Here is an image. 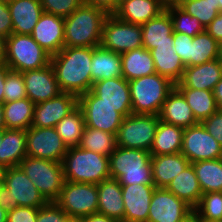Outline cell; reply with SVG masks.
<instances>
[{"label": "cell", "instance_id": "obj_19", "mask_svg": "<svg viewBox=\"0 0 222 222\" xmlns=\"http://www.w3.org/2000/svg\"><path fill=\"white\" fill-rule=\"evenodd\" d=\"M124 222H147L154 184L122 185Z\"/></svg>", "mask_w": 222, "mask_h": 222}, {"label": "cell", "instance_id": "obj_68", "mask_svg": "<svg viewBox=\"0 0 222 222\" xmlns=\"http://www.w3.org/2000/svg\"><path fill=\"white\" fill-rule=\"evenodd\" d=\"M3 186H4V182H0V191H1Z\"/></svg>", "mask_w": 222, "mask_h": 222}, {"label": "cell", "instance_id": "obj_62", "mask_svg": "<svg viewBox=\"0 0 222 222\" xmlns=\"http://www.w3.org/2000/svg\"><path fill=\"white\" fill-rule=\"evenodd\" d=\"M14 0H0V2L5 3V4H9Z\"/></svg>", "mask_w": 222, "mask_h": 222}, {"label": "cell", "instance_id": "obj_58", "mask_svg": "<svg viewBox=\"0 0 222 222\" xmlns=\"http://www.w3.org/2000/svg\"><path fill=\"white\" fill-rule=\"evenodd\" d=\"M7 213L8 211L0 206V222H7Z\"/></svg>", "mask_w": 222, "mask_h": 222}, {"label": "cell", "instance_id": "obj_25", "mask_svg": "<svg viewBox=\"0 0 222 222\" xmlns=\"http://www.w3.org/2000/svg\"><path fill=\"white\" fill-rule=\"evenodd\" d=\"M152 181L157 188H166L168 184L189 164L182 153L152 155Z\"/></svg>", "mask_w": 222, "mask_h": 222}, {"label": "cell", "instance_id": "obj_6", "mask_svg": "<svg viewBox=\"0 0 222 222\" xmlns=\"http://www.w3.org/2000/svg\"><path fill=\"white\" fill-rule=\"evenodd\" d=\"M48 201L19 167L7 168L4 186L0 191V206L11 211L19 206L41 208Z\"/></svg>", "mask_w": 222, "mask_h": 222}, {"label": "cell", "instance_id": "obj_52", "mask_svg": "<svg viewBox=\"0 0 222 222\" xmlns=\"http://www.w3.org/2000/svg\"><path fill=\"white\" fill-rule=\"evenodd\" d=\"M10 70L5 63L0 65V104H4L5 79Z\"/></svg>", "mask_w": 222, "mask_h": 222}, {"label": "cell", "instance_id": "obj_37", "mask_svg": "<svg viewBox=\"0 0 222 222\" xmlns=\"http://www.w3.org/2000/svg\"><path fill=\"white\" fill-rule=\"evenodd\" d=\"M220 58V44L206 30L193 37L189 50V66Z\"/></svg>", "mask_w": 222, "mask_h": 222}, {"label": "cell", "instance_id": "obj_49", "mask_svg": "<svg viewBox=\"0 0 222 222\" xmlns=\"http://www.w3.org/2000/svg\"><path fill=\"white\" fill-rule=\"evenodd\" d=\"M13 23L7 4L0 2V36L5 39L12 34Z\"/></svg>", "mask_w": 222, "mask_h": 222}, {"label": "cell", "instance_id": "obj_22", "mask_svg": "<svg viewBox=\"0 0 222 222\" xmlns=\"http://www.w3.org/2000/svg\"><path fill=\"white\" fill-rule=\"evenodd\" d=\"M98 213L124 222V201L122 188L115 178H107L97 184Z\"/></svg>", "mask_w": 222, "mask_h": 222}, {"label": "cell", "instance_id": "obj_5", "mask_svg": "<svg viewBox=\"0 0 222 222\" xmlns=\"http://www.w3.org/2000/svg\"><path fill=\"white\" fill-rule=\"evenodd\" d=\"M128 82L132 114L159 115L163 103L175 88L171 80L157 73Z\"/></svg>", "mask_w": 222, "mask_h": 222}, {"label": "cell", "instance_id": "obj_7", "mask_svg": "<svg viewBox=\"0 0 222 222\" xmlns=\"http://www.w3.org/2000/svg\"><path fill=\"white\" fill-rule=\"evenodd\" d=\"M5 64L16 72L44 68L51 56L31 35L12 33L6 38Z\"/></svg>", "mask_w": 222, "mask_h": 222}, {"label": "cell", "instance_id": "obj_3", "mask_svg": "<svg viewBox=\"0 0 222 222\" xmlns=\"http://www.w3.org/2000/svg\"><path fill=\"white\" fill-rule=\"evenodd\" d=\"M65 181L99 184L110 178L109 156L80 148H68L63 158Z\"/></svg>", "mask_w": 222, "mask_h": 222}, {"label": "cell", "instance_id": "obj_27", "mask_svg": "<svg viewBox=\"0 0 222 222\" xmlns=\"http://www.w3.org/2000/svg\"><path fill=\"white\" fill-rule=\"evenodd\" d=\"M142 45L147 50L157 45L173 44V22L169 12L165 9L158 16L141 25Z\"/></svg>", "mask_w": 222, "mask_h": 222}, {"label": "cell", "instance_id": "obj_11", "mask_svg": "<svg viewBox=\"0 0 222 222\" xmlns=\"http://www.w3.org/2000/svg\"><path fill=\"white\" fill-rule=\"evenodd\" d=\"M100 45L119 54L143 47L141 25L127 23L115 15H108L103 24Z\"/></svg>", "mask_w": 222, "mask_h": 222}, {"label": "cell", "instance_id": "obj_4", "mask_svg": "<svg viewBox=\"0 0 222 222\" xmlns=\"http://www.w3.org/2000/svg\"><path fill=\"white\" fill-rule=\"evenodd\" d=\"M151 153L142 149L116 146L109 155L110 177L119 184H153Z\"/></svg>", "mask_w": 222, "mask_h": 222}, {"label": "cell", "instance_id": "obj_14", "mask_svg": "<svg viewBox=\"0 0 222 222\" xmlns=\"http://www.w3.org/2000/svg\"><path fill=\"white\" fill-rule=\"evenodd\" d=\"M181 153L192 164L197 161L222 158V145L201 123L184 128Z\"/></svg>", "mask_w": 222, "mask_h": 222}, {"label": "cell", "instance_id": "obj_35", "mask_svg": "<svg viewBox=\"0 0 222 222\" xmlns=\"http://www.w3.org/2000/svg\"><path fill=\"white\" fill-rule=\"evenodd\" d=\"M202 193L222 192V158L192 163Z\"/></svg>", "mask_w": 222, "mask_h": 222}, {"label": "cell", "instance_id": "obj_69", "mask_svg": "<svg viewBox=\"0 0 222 222\" xmlns=\"http://www.w3.org/2000/svg\"><path fill=\"white\" fill-rule=\"evenodd\" d=\"M203 222H222V221H203Z\"/></svg>", "mask_w": 222, "mask_h": 222}, {"label": "cell", "instance_id": "obj_40", "mask_svg": "<svg viewBox=\"0 0 222 222\" xmlns=\"http://www.w3.org/2000/svg\"><path fill=\"white\" fill-rule=\"evenodd\" d=\"M165 9L172 19L174 32L194 37L205 31V28L196 17L187 14L177 4H169Z\"/></svg>", "mask_w": 222, "mask_h": 222}, {"label": "cell", "instance_id": "obj_15", "mask_svg": "<svg viewBox=\"0 0 222 222\" xmlns=\"http://www.w3.org/2000/svg\"><path fill=\"white\" fill-rule=\"evenodd\" d=\"M193 208L166 188L155 187L147 222H179Z\"/></svg>", "mask_w": 222, "mask_h": 222}, {"label": "cell", "instance_id": "obj_12", "mask_svg": "<svg viewBox=\"0 0 222 222\" xmlns=\"http://www.w3.org/2000/svg\"><path fill=\"white\" fill-rule=\"evenodd\" d=\"M84 114L85 126L117 135L124 117L115 108L101 102L91 90L78 97Z\"/></svg>", "mask_w": 222, "mask_h": 222}, {"label": "cell", "instance_id": "obj_33", "mask_svg": "<svg viewBox=\"0 0 222 222\" xmlns=\"http://www.w3.org/2000/svg\"><path fill=\"white\" fill-rule=\"evenodd\" d=\"M184 128L159 121L151 146V155L181 153Z\"/></svg>", "mask_w": 222, "mask_h": 222}, {"label": "cell", "instance_id": "obj_2", "mask_svg": "<svg viewBox=\"0 0 222 222\" xmlns=\"http://www.w3.org/2000/svg\"><path fill=\"white\" fill-rule=\"evenodd\" d=\"M107 16L105 11L82 3L64 18V47L99 46Z\"/></svg>", "mask_w": 222, "mask_h": 222}, {"label": "cell", "instance_id": "obj_61", "mask_svg": "<svg viewBox=\"0 0 222 222\" xmlns=\"http://www.w3.org/2000/svg\"><path fill=\"white\" fill-rule=\"evenodd\" d=\"M216 6L219 8L220 12H222V0H216Z\"/></svg>", "mask_w": 222, "mask_h": 222}, {"label": "cell", "instance_id": "obj_64", "mask_svg": "<svg viewBox=\"0 0 222 222\" xmlns=\"http://www.w3.org/2000/svg\"><path fill=\"white\" fill-rule=\"evenodd\" d=\"M3 132H4V130H0V144H1L2 139H3Z\"/></svg>", "mask_w": 222, "mask_h": 222}, {"label": "cell", "instance_id": "obj_54", "mask_svg": "<svg viewBox=\"0 0 222 222\" xmlns=\"http://www.w3.org/2000/svg\"><path fill=\"white\" fill-rule=\"evenodd\" d=\"M213 95L215 97L216 105L218 109L222 110V79L213 89Z\"/></svg>", "mask_w": 222, "mask_h": 222}, {"label": "cell", "instance_id": "obj_51", "mask_svg": "<svg viewBox=\"0 0 222 222\" xmlns=\"http://www.w3.org/2000/svg\"><path fill=\"white\" fill-rule=\"evenodd\" d=\"M206 32L211 35L219 44L222 43V12H220L211 23L205 28Z\"/></svg>", "mask_w": 222, "mask_h": 222}, {"label": "cell", "instance_id": "obj_16", "mask_svg": "<svg viewBox=\"0 0 222 222\" xmlns=\"http://www.w3.org/2000/svg\"><path fill=\"white\" fill-rule=\"evenodd\" d=\"M78 106V97L61 92L58 96L45 102L35 104L31 127H55L65 116Z\"/></svg>", "mask_w": 222, "mask_h": 222}, {"label": "cell", "instance_id": "obj_39", "mask_svg": "<svg viewBox=\"0 0 222 222\" xmlns=\"http://www.w3.org/2000/svg\"><path fill=\"white\" fill-rule=\"evenodd\" d=\"M79 147L109 156L116 148V135L85 126Z\"/></svg>", "mask_w": 222, "mask_h": 222}, {"label": "cell", "instance_id": "obj_46", "mask_svg": "<svg viewBox=\"0 0 222 222\" xmlns=\"http://www.w3.org/2000/svg\"><path fill=\"white\" fill-rule=\"evenodd\" d=\"M193 37L182 33L174 32L173 35V48L175 53L180 56L181 61L185 67L189 66V50L190 43H192Z\"/></svg>", "mask_w": 222, "mask_h": 222}, {"label": "cell", "instance_id": "obj_66", "mask_svg": "<svg viewBox=\"0 0 222 222\" xmlns=\"http://www.w3.org/2000/svg\"><path fill=\"white\" fill-rule=\"evenodd\" d=\"M68 222H80L79 220L70 219Z\"/></svg>", "mask_w": 222, "mask_h": 222}, {"label": "cell", "instance_id": "obj_9", "mask_svg": "<svg viewBox=\"0 0 222 222\" xmlns=\"http://www.w3.org/2000/svg\"><path fill=\"white\" fill-rule=\"evenodd\" d=\"M159 121V115L130 114L124 117L116 135V146L150 152Z\"/></svg>", "mask_w": 222, "mask_h": 222}, {"label": "cell", "instance_id": "obj_48", "mask_svg": "<svg viewBox=\"0 0 222 222\" xmlns=\"http://www.w3.org/2000/svg\"><path fill=\"white\" fill-rule=\"evenodd\" d=\"M201 124L222 145V110L218 109L210 117L203 120Z\"/></svg>", "mask_w": 222, "mask_h": 222}, {"label": "cell", "instance_id": "obj_60", "mask_svg": "<svg viewBox=\"0 0 222 222\" xmlns=\"http://www.w3.org/2000/svg\"><path fill=\"white\" fill-rule=\"evenodd\" d=\"M166 6L169 4H177L180 0H161Z\"/></svg>", "mask_w": 222, "mask_h": 222}, {"label": "cell", "instance_id": "obj_18", "mask_svg": "<svg viewBox=\"0 0 222 222\" xmlns=\"http://www.w3.org/2000/svg\"><path fill=\"white\" fill-rule=\"evenodd\" d=\"M22 75L27 98L34 104L45 102L62 92L51 64L44 68L24 71Z\"/></svg>", "mask_w": 222, "mask_h": 222}, {"label": "cell", "instance_id": "obj_29", "mask_svg": "<svg viewBox=\"0 0 222 222\" xmlns=\"http://www.w3.org/2000/svg\"><path fill=\"white\" fill-rule=\"evenodd\" d=\"M156 73L177 84L185 69L179 55L175 53L173 44L157 45L150 50Z\"/></svg>", "mask_w": 222, "mask_h": 222}, {"label": "cell", "instance_id": "obj_26", "mask_svg": "<svg viewBox=\"0 0 222 222\" xmlns=\"http://www.w3.org/2000/svg\"><path fill=\"white\" fill-rule=\"evenodd\" d=\"M166 8L161 0H130L122 3L113 14L118 19L142 25L158 16Z\"/></svg>", "mask_w": 222, "mask_h": 222}, {"label": "cell", "instance_id": "obj_43", "mask_svg": "<svg viewBox=\"0 0 222 222\" xmlns=\"http://www.w3.org/2000/svg\"><path fill=\"white\" fill-rule=\"evenodd\" d=\"M27 98L24 78L21 72L10 70L5 79L4 103Z\"/></svg>", "mask_w": 222, "mask_h": 222}, {"label": "cell", "instance_id": "obj_42", "mask_svg": "<svg viewBox=\"0 0 222 222\" xmlns=\"http://www.w3.org/2000/svg\"><path fill=\"white\" fill-rule=\"evenodd\" d=\"M194 210L203 221H222V192L203 193Z\"/></svg>", "mask_w": 222, "mask_h": 222}, {"label": "cell", "instance_id": "obj_30", "mask_svg": "<svg viewBox=\"0 0 222 222\" xmlns=\"http://www.w3.org/2000/svg\"><path fill=\"white\" fill-rule=\"evenodd\" d=\"M166 189L193 209L199 204L203 194L191 163L168 184Z\"/></svg>", "mask_w": 222, "mask_h": 222}, {"label": "cell", "instance_id": "obj_1", "mask_svg": "<svg viewBox=\"0 0 222 222\" xmlns=\"http://www.w3.org/2000/svg\"><path fill=\"white\" fill-rule=\"evenodd\" d=\"M93 47H63L51 56L56 80L62 92L77 97L91 90Z\"/></svg>", "mask_w": 222, "mask_h": 222}, {"label": "cell", "instance_id": "obj_21", "mask_svg": "<svg viewBox=\"0 0 222 222\" xmlns=\"http://www.w3.org/2000/svg\"><path fill=\"white\" fill-rule=\"evenodd\" d=\"M222 79V61L215 59L200 65L185 67L176 88L211 90Z\"/></svg>", "mask_w": 222, "mask_h": 222}, {"label": "cell", "instance_id": "obj_65", "mask_svg": "<svg viewBox=\"0 0 222 222\" xmlns=\"http://www.w3.org/2000/svg\"><path fill=\"white\" fill-rule=\"evenodd\" d=\"M219 59L222 61V43L220 44V58Z\"/></svg>", "mask_w": 222, "mask_h": 222}, {"label": "cell", "instance_id": "obj_23", "mask_svg": "<svg viewBox=\"0 0 222 222\" xmlns=\"http://www.w3.org/2000/svg\"><path fill=\"white\" fill-rule=\"evenodd\" d=\"M13 23L12 33L31 35L43 8L40 0H14L7 4Z\"/></svg>", "mask_w": 222, "mask_h": 222}, {"label": "cell", "instance_id": "obj_20", "mask_svg": "<svg viewBox=\"0 0 222 222\" xmlns=\"http://www.w3.org/2000/svg\"><path fill=\"white\" fill-rule=\"evenodd\" d=\"M31 36L50 56L57 54L64 47V17L43 12Z\"/></svg>", "mask_w": 222, "mask_h": 222}, {"label": "cell", "instance_id": "obj_24", "mask_svg": "<svg viewBox=\"0 0 222 222\" xmlns=\"http://www.w3.org/2000/svg\"><path fill=\"white\" fill-rule=\"evenodd\" d=\"M161 121L187 128L197 125L199 122L195 119L193 111L187 104L182 93L175 87L166 98L159 113Z\"/></svg>", "mask_w": 222, "mask_h": 222}, {"label": "cell", "instance_id": "obj_57", "mask_svg": "<svg viewBox=\"0 0 222 222\" xmlns=\"http://www.w3.org/2000/svg\"><path fill=\"white\" fill-rule=\"evenodd\" d=\"M6 129L5 121H4V108L3 104H0V130Z\"/></svg>", "mask_w": 222, "mask_h": 222}, {"label": "cell", "instance_id": "obj_59", "mask_svg": "<svg viewBox=\"0 0 222 222\" xmlns=\"http://www.w3.org/2000/svg\"><path fill=\"white\" fill-rule=\"evenodd\" d=\"M6 170H7V167L0 164V182H4Z\"/></svg>", "mask_w": 222, "mask_h": 222}, {"label": "cell", "instance_id": "obj_31", "mask_svg": "<svg viewBox=\"0 0 222 222\" xmlns=\"http://www.w3.org/2000/svg\"><path fill=\"white\" fill-rule=\"evenodd\" d=\"M122 77L131 81L156 73L151 52L140 47L121 54Z\"/></svg>", "mask_w": 222, "mask_h": 222}, {"label": "cell", "instance_id": "obj_41", "mask_svg": "<svg viewBox=\"0 0 222 222\" xmlns=\"http://www.w3.org/2000/svg\"><path fill=\"white\" fill-rule=\"evenodd\" d=\"M177 5L196 17L204 28L220 13L219 8L207 0H180Z\"/></svg>", "mask_w": 222, "mask_h": 222}, {"label": "cell", "instance_id": "obj_10", "mask_svg": "<svg viewBox=\"0 0 222 222\" xmlns=\"http://www.w3.org/2000/svg\"><path fill=\"white\" fill-rule=\"evenodd\" d=\"M55 202L74 220L98 213L97 185L65 181Z\"/></svg>", "mask_w": 222, "mask_h": 222}, {"label": "cell", "instance_id": "obj_34", "mask_svg": "<svg viewBox=\"0 0 222 222\" xmlns=\"http://www.w3.org/2000/svg\"><path fill=\"white\" fill-rule=\"evenodd\" d=\"M35 104L28 98L3 104L6 129L27 130L31 127Z\"/></svg>", "mask_w": 222, "mask_h": 222}, {"label": "cell", "instance_id": "obj_38", "mask_svg": "<svg viewBox=\"0 0 222 222\" xmlns=\"http://www.w3.org/2000/svg\"><path fill=\"white\" fill-rule=\"evenodd\" d=\"M84 128V114L79 106L55 126L56 132L68 148L79 146Z\"/></svg>", "mask_w": 222, "mask_h": 222}, {"label": "cell", "instance_id": "obj_36", "mask_svg": "<svg viewBox=\"0 0 222 222\" xmlns=\"http://www.w3.org/2000/svg\"><path fill=\"white\" fill-rule=\"evenodd\" d=\"M190 106L195 119L201 123L218 110L213 91L177 88Z\"/></svg>", "mask_w": 222, "mask_h": 222}, {"label": "cell", "instance_id": "obj_47", "mask_svg": "<svg viewBox=\"0 0 222 222\" xmlns=\"http://www.w3.org/2000/svg\"><path fill=\"white\" fill-rule=\"evenodd\" d=\"M39 208L19 206L7 213V222H36Z\"/></svg>", "mask_w": 222, "mask_h": 222}, {"label": "cell", "instance_id": "obj_55", "mask_svg": "<svg viewBox=\"0 0 222 222\" xmlns=\"http://www.w3.org/2000/svg\"><path fill=\"white\" fill-rule=\"evenodd\" d=\"M179 222H203L198 213L193 209L189 214H187Z\"/></svg>", "mask_w": 222, "mask_h": 222}, {"label": "cell", "instance_id": "obj_8", "mask_svg": "<svg viewBox=\"0 0 222 222\" xmlns=\"http://www.w3.org/2000/svg\"><path fill=\"white\" fill-rule=\"evenodd\" d=\"M19 167L48 202L58 199L65 182L62 163L26 156Z\"/></svg>", "mask_w": 222, "mask_h": 222}, {"label": "cell", "instance_id": "obj_67", "mask_svg": "<svg viewBox=\"0 0 222 222\" xmlns=\"http://www.w3.org/2000/svg\"><path fill=\"white\" fill-rule=\"evenodd\" d=\"M210 1L211 3H213L214 5H216V0H207Z\"/></svg>", "mask_w": 222, "mask_h": 222}, {"label": "cell", "instance_id": "obj_13", "mask_svg": "<svg viewBox=\"0 0 222 222\" xmlns=\"http://www.w3.org/2000/svg\"><path fill=\"white\" fill-rule=\"evenodd\" d=\"M67 150L55 127H30L26 130L27 156L62 163Z\"/></svg>", "mask_w": 222, "mask_h": 222}, {"label": "cell", "instance_id": "obj_56", "mask_svg": "<svg viewBox=\"0 0 222 222\" xmlns=\"http://www.w3.org/2000/svg\"><path fill=\"white\" fill-rule=\"evenodd\" d=\"M6 39L0 36V65L5 63Z\"/></svg>", "mask_w": 222, "mask_h": 222}, {"label": "cell", "instance_id": "obj_63", "mask_svg": "<svg viewBox=\"0 0 222 222\" xmlns=\"http://www.w3.org/2000/svg\"><path fill=\"white\" fill-rule=\"evenodd\" d=\"M128 1H130V0H118V7H119L122 3L128 2Z\"/></svg>", "mask_w": 222, "mask_h": 222}, {"label": "cell", "instance_id": "obj_28", "mask_svg": "<svg viewBox=\"0 0 222 222\" xmlns=\"http://www.w3.org/2000/svg\"><path fill=\"white\" fill-rule=\"evenodd\" d=\"M122 77L121 54L103 48L93 47L91 62V88L94 82Z\"/></svg>", "mask_w": 222, "mask_h": 222}, {"label": "cell", "instance_id": "obj_45", "mask_svg": "<svg viewBox=\"0 0 222 222\" xmlns=\"http://www.w3.org/2000/svg\"><path fill=\"white\" fill-rule=\"evenodd\" d=\"M70 219L56 202H48L39 208L36 222H68Z\"/></svg>", "mask_w": 222, "mask_h": 222}, {"label": "cell", "instance_id": "obj_44", "mask_svg": "<svg viewBox=\"0 0 222 222\" xmlns=\"http://www.w3.org/2000/svg\"><path fill=\"white\" fill-rule=\"evenodd\" d=\"M43 12L53 15L67 17L72 14L82 3L83 0H40Z\"/></svg>", "mask_w": 222, "mask_h": 222}, {"label": "cell", "instance_id": "obj_32", "mask_svg": "<svg viewBox=\"0 0 222 222\" xmlns=\"http://www.w3.org/2000/svg\"><path fill=\"white\" fill-rule=\"evenodd\" d=\"M26 156V130L4 129L0 144V164L7 168L19 166Z\"/></svg>", "mask_w": 222, "mask_h": 222}, {"label": "cell", "instance_id": "obj_50", "mask_svg": "<svg viewBox=\"0 0 222 222\" xmlns=\"http://www.w3.org/2000/svg\"><path fill=\"white\" fill-rule=\"evenodd\" d=\"M83 3L105 11L113 15L118 9V0H83Z\"/></svg>", "mask_w": 222, "mask_h": 222}, {"label": "cell", "instance_id": "obj_53", "mask_svg": "<svg viewBox=\"0 0 222 222\" xmlns=\"http://www.w3.org/2000/svg\"><path fill=\"white\" fill-rule=\"evenodd\" d=\"M80 222H119L116 219L107 217L106 215H102L99 213L88 215L87 217H83L79 220Z\"/></svg>", "mask_w": 222, "mask_h": 222}, {"label": "cell", "instance_id": "obj_17", "mask_svg": "<svg viewBox=\"0 0 222 222\" xmlns=\"http://www.w3.org/2000/svg\"><path fill=\"white\" fill-rule=\"evenodd\" d=\"M91 91L101 102L115 108L123 117L132 114L130 86L123 77L98 80L93 83Z\"/></svg>", "mask_w": 222, "mask_h": 222}]
</instances>
